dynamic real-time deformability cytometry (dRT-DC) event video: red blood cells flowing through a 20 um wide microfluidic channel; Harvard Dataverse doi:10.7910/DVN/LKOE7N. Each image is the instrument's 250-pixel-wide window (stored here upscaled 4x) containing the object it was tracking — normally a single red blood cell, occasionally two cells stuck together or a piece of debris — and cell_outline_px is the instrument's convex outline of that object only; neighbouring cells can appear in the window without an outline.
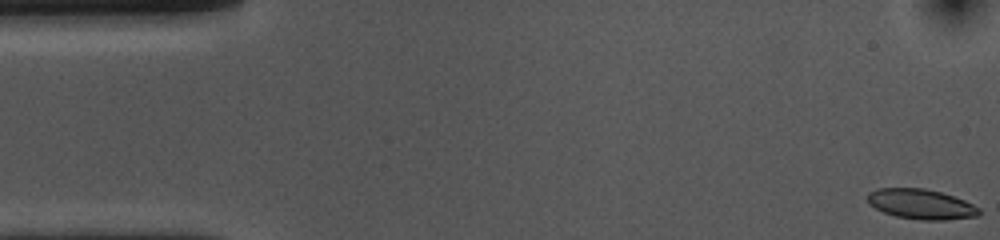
{"species": "common noctule bat (a hibernating species)", "species_latin": "Nyctalus noctula", "temperature_condition": "cold", "stored_images_in_passage": 54, "camera_frame_rate_fps": 3000, "um_per_image_px": 0.085, "animal": {"sex": "female", "body_mass_g": 10.0, "forearm_length_mm": 53.1}, "frame": {"image": 1, "passage_image": 1, "time_ms": 0.0, "image_size_px": [1000, 240], "cell_outline_px": [[980, 216], [944, 220], [920, 220], [896, 216], [884, 212], [868, 204], [868, 192], [876, 188], [924, 188], [940, 192], [964, 200], [980, 208]], "centroid_in_image_um": [78.29, 17.35], "position_along_channel_um": 6.7, "area_um2": 19.54}}
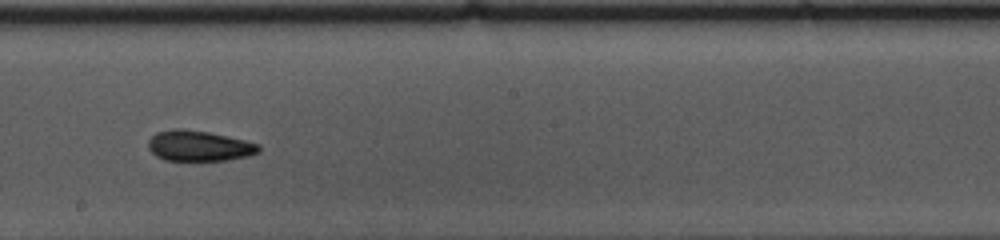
{"frame": {"image": 2, "passage_image": 29, "time_ms": 9.333, "image_size_px": [1000, 240], "cell_outline_px": [[260, 152], [248, 156], [228, 160], [164, 160], [156, 156], [148, 148], [148, 140], [156, 132], [172, 128], [180, 128], [208, 132], [228, 136], [260, 144]], "centroid_in_image_um": [16.91, 12.39], "position_along_channel_um": 231.3, "area_um2": 19.77}}
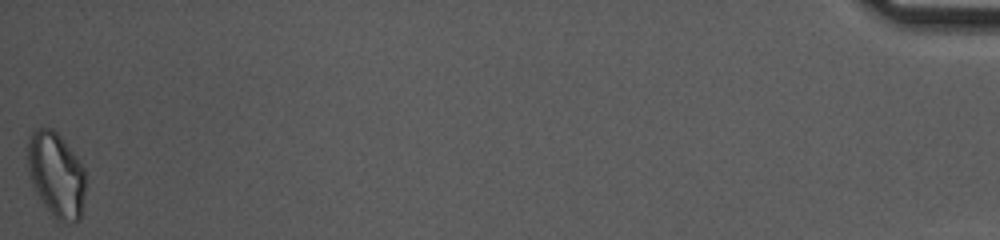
{"frame": {"image": 3, "passage_image": 54, "time_ms": 17.667, "image_size_px": [1000, 240], "cell_outline_px": [[84, 196], [80, 216], [76, 224], [56, 220], [52, 216], [32, 188], [28, 168], [28, 140], [32, 132], [36, 128], [52, 128], [60, 136], [76, 156], [84, 168]], "centroid_in_image_um": [4.76, 14.87], "position_along_channel_um": 430.4, "area_um2": 28.67}, "authors_computed_cell_mechanics": {"area_um2": 19.8543, "velocity_mm_per_s": 3.6369, "shape_relaxation_time_tau1_ms": 4.2084, "shape_relaxation_time_tau2_ms": 5.5492, "deformation_change_tau1": 0.1298, "deformation_change_tau2": 0.1215}}